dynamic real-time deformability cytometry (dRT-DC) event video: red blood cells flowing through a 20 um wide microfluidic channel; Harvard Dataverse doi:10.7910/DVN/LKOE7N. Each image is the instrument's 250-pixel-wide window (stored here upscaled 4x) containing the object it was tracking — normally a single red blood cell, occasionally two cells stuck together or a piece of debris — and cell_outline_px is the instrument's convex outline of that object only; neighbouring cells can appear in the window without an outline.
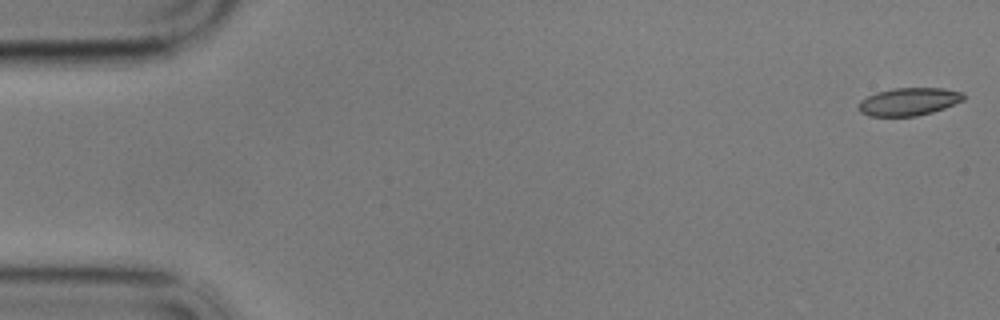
{"species": "common noctule bat (a hibernating species)", "species_latin": "Nyctalus noctula", "temperature_condition": "cold", "stored_images_in_passage": 13, "camera_frame_rate_fps": 3000, "um_per_image_px": 0.085, "animal": {"sex": "male", "body_mass_g": 17.9}, "frame": {"image": 1, "passage_image": 1, "time_ms": 0.0, "image_size_px": [1000, 320], "cell_outline_px": [[964, 100], [944, 108], [932, 112], [916, 116], [868, 116], [860, 112], [856, 108], [860, 100], [876, 92], [892, 88], [944, 88], [964, 92]], "centroid_in_image_um": [77.22, 8.63], "position_along_channel_um": 7.8, "area_um2": 17.17}}